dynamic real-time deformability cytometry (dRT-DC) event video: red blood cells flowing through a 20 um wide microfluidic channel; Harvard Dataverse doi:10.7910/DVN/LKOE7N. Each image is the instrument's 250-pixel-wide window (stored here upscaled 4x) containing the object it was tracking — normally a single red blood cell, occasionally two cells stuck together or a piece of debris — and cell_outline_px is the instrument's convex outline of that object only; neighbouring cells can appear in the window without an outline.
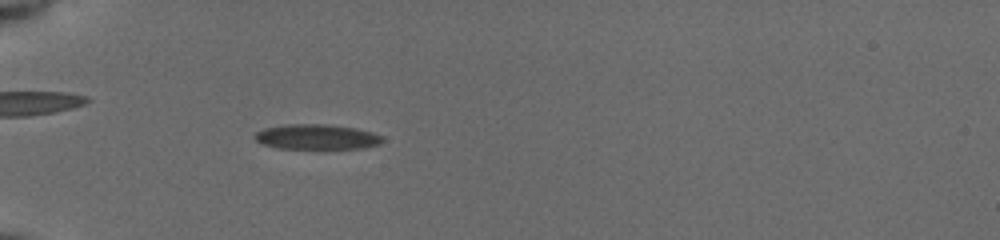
{"species": "common noctule bat (a hibernating species)", "species_latin": "Nyctalus noctula", "temperature_condition": "cold", "stored_images_in_passage": 55, "camera_frame_rate_fps": 3000, "um_per_image_px": 0.085, "animal": {"sex": "female", "body_mass_g": 19.5, "forearm_length_mm": 54.1}, "frame": {"image": 1, "passage_image": 19, "time_ms": 6.0, "image_size_px": [1000, 240], "cell_outline_px": [[384, 140], [380, 144], [360, 148], [276, 148], [264, 144], [256, 140], [252, 136], [256, 132], [264, 128], [288, 124], [324, 124], [356, 128], [372, 132], [380, 136]], "centroid_in_image_um": [26.89, 11.63], "position_along_channel_um": 58.1, "area_um2": 18.5}}
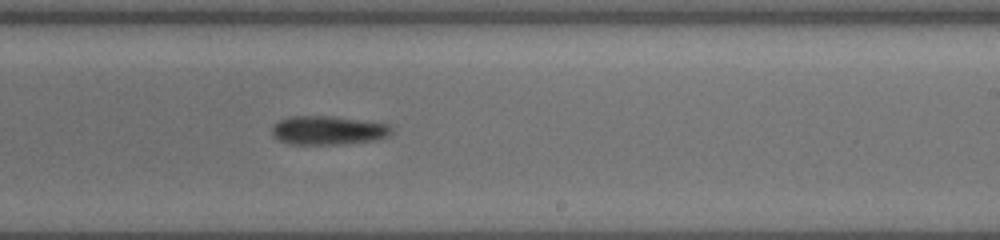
{"frame": {"image": 2, "passage_image": 36, "time_ms": 11.667, "image_size_px": [1000, 240], "cell_outline_px": [[392, 132], [388, 136], [376, 140], [348, 144], [288, 144], [276, 140], [272, 136], [272, 124], [280, 120], [292, 116], [332, 116], [388, 124], [392, 128]], "centroid_in_image_um": [27.85, 11.09], "position_along_channel_um": 261.1, "area_um2": 20.29}}
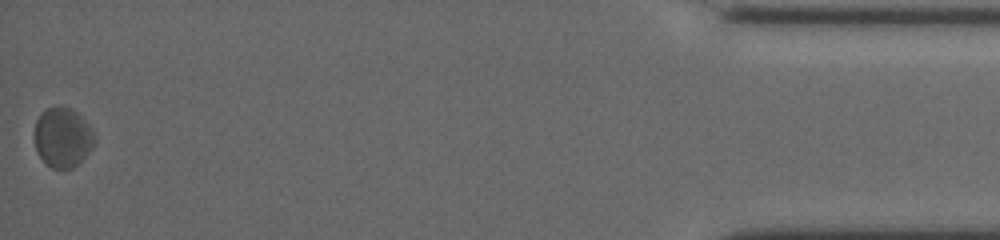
{"frame": {"image": 3, "passage_image": 55, "time_ms": 18.0, "image_size_px": [1000, 240], "cell_outline_px": [[96, 140], [92, 148], [72, 168], [52, 168], [36, 152], [36, 120], [40, 112], [44, 108], [60, 104], [72, 108], [84, 120], [96, 136]], "centroid_in_image_um": [5.32, 11.62], "position_along_channel_um": 429.9, "area_um2": 20.81}, "authors_computed_cell_mechanics": {"area_um2": 19.5942, "velocity_mm_per_s": 3.8655, "shape_relaxation_time_tau1_ms": 1.7944, "shape_relaxation_time_tau2_ms": 9.5747, "deformation_change_tau1": 0.0562, "deformation_change_tau2": 0.1354}}